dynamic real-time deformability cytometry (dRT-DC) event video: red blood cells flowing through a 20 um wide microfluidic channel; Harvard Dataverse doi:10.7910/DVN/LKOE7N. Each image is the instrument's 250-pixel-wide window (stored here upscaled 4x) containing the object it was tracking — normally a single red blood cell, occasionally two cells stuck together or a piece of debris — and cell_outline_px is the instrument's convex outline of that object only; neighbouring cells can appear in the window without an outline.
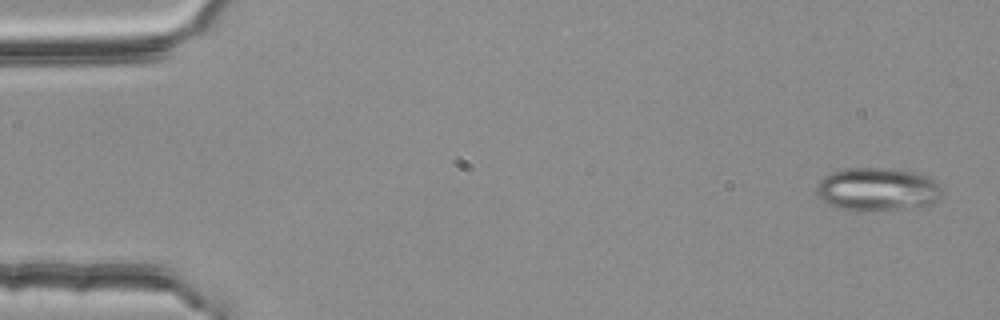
{"species": "common noctule bat (a hibernating species)", "species_latin": "Nyctalus noctula", "temperature_condition": "room temperature", "stored_images_in_passage": 4, "camera_frame_rate_fps": 3000, "um_per_image_px": 0.085, "animal": {"sex": "female", "body_mass_g": 25.1}, "frame": {"image": 1, "passage_image": 1, "time_ms": 0.0, "image_size_px": [1000, 320], "cell_outline_px": [[940, 192], [936, 200], [928, 208], [872, 212], [856, 212], [836, 208], [828, 204], [816, 196], [816, 188], [820, 180], [824, 176], [832, 172], [844, 168], [888, 168], [912, 172], [928, 176], [940, 188]], "centroid_in_image_um": [74.55, 16.15], "position_along_channel_um": 10.5, "area_um2": 32.48}}